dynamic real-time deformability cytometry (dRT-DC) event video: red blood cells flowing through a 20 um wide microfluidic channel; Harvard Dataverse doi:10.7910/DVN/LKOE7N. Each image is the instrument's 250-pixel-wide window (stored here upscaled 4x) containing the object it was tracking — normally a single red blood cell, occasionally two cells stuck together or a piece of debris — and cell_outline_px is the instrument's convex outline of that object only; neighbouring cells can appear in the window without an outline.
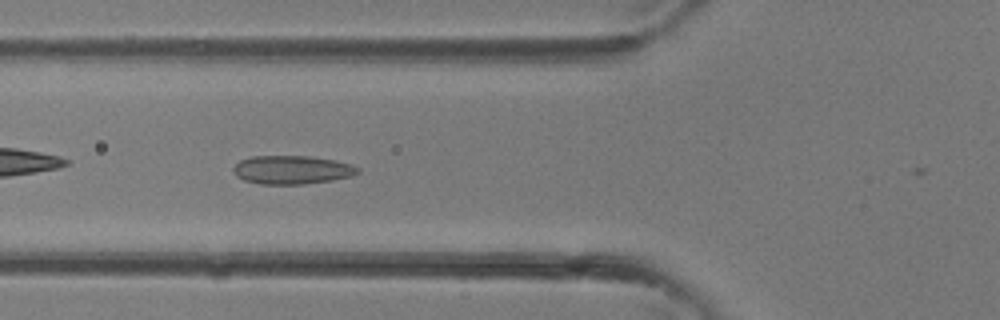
{"species": "common noctule bat (a hibernating species)", "species_latin": "Nyctalus noctula", "temperature_condition": "room temperature", "stored_images_in_passage": 23, "camera_frame_rate_fps": 3000, "um_per_image_px": 0.085, "animal": {"sex": "female"}, "frame": {"image": 1, "passage_image": 4, "time_ms": 1.0, "image_size_px": [1000, 320], "cell_outline_px": [[360, 172], [352, 176], [332, 180], [304, 184], [260, 184], [244, 180], [236, 176], [232, 168], [240, 160], [252, 156], [308, 156], [336, 160], [352, 164], [360, 168]], "centroid_in_image_um": [24.84, 14.43], "position_along_channel_um": 101.0, "area_um2": 20.81}}
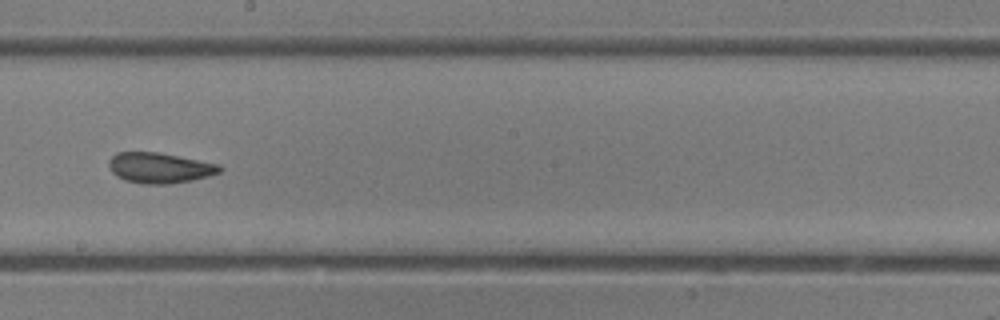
{"frame": {"image": 2, "passage_image": 11, "time_ms": 3.333, "image_size_px": [1000, 320], "cell_outline_px": [[224, 168], [220, 172], [208, 176], [192, 180], [168, 184], [144, 184], [124, 180], [116, 176], [112, 172], [108, 164], [108, 160], [116, 152], [156, 152], [220, 164]], "centroid_in_image_um": [13.56, 14.27], "position_along_channel_um": 234.6, "area_um2": 19.71}}
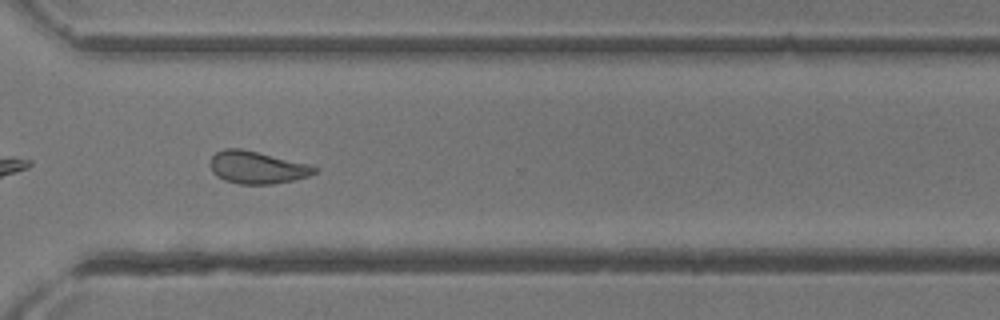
{"frame": {"image": 3, "passage_image": 17, "time_ms": 5.333, "image_size_px": [1000, 320], "cell_outline_px": [[320, 168], [316, 172], [308, 176], [292, 180], [272, 184], [240, 184], [224, 180], [216, 176], [212, 172], [212, 156], [216, 152], [224, 148], [240, 148], [308, 164]], "centroid_in_image_um": [21.85, 14.23], "position_along_channel_um": 348.8, "area_um2": 19.48}}